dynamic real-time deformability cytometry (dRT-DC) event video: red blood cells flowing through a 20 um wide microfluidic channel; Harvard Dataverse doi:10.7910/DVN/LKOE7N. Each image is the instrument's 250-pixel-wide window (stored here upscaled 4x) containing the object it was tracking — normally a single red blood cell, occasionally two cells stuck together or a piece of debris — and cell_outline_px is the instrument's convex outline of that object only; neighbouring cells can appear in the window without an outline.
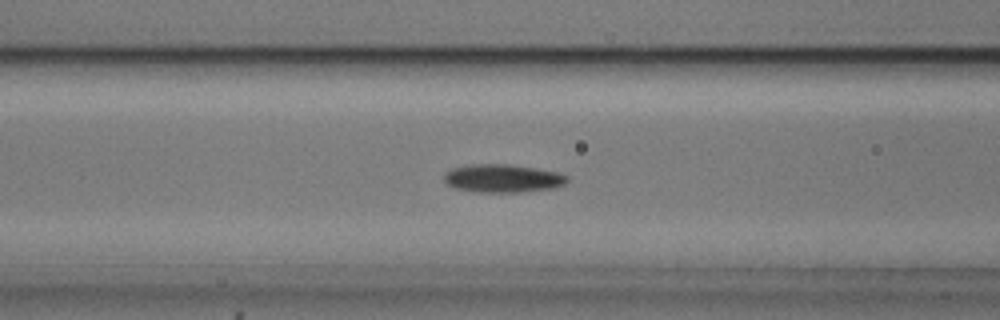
{"species": "common noctule bat (a hibernating species)", "species_latin": "Nyctalus noctula", "temperature_condition": "cold", "stored_images_in_passage": 25, "camera_frame_rate_fps": 3000, "um_per_image_px": 0.085, "animal": {"sex": "male", "body_mass_g": 20.5, "forearm_length_mm": 52.5}, "frame": {"image": 1, "passage_image": 10, "time_ms": 3.0, "image_size_px": [1000, 320], "cell_outline_px": [[568, 180], [564, 184], [552, 188], [520, 192], [480, 192], [456, 188], [448, 184], [444, 180], [444, 172], [452, 168], [472, 164], [508, 164], [536, 168], [556, 172], [568, 176]], "centroid_in_image_um": [42.72, 15.15], "position_along_channel_um": 123.9, "area_um2": 20.06}}
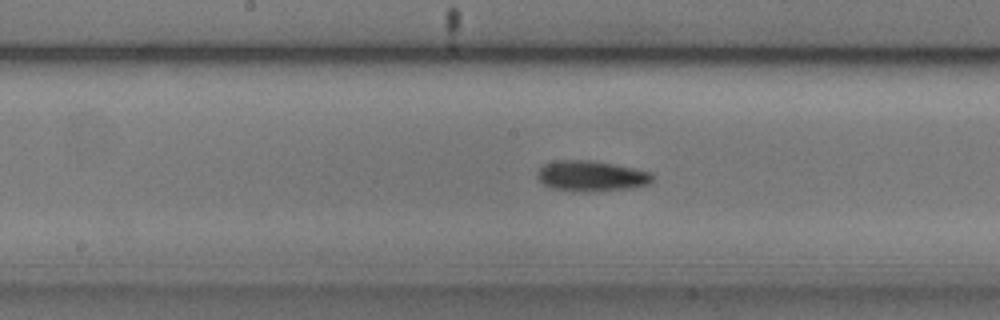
{"frame": {"image": 2, "passage_image": 16, "time_ms": 5.0, "image_size_px": [1000, 320], "cell_outline_px": [[652, 180], [648, 184], [632, 188], [592, 192], [584, 192], [552, 188], [544, 184], [536, 176], [536, 172], [544, 164], [552, 160], [592, 160], [652, 172]], "centroid_in_image_um": [50.23, 14.96], "position_along_channel_um": 198.0, "area_um2": 20.58}}
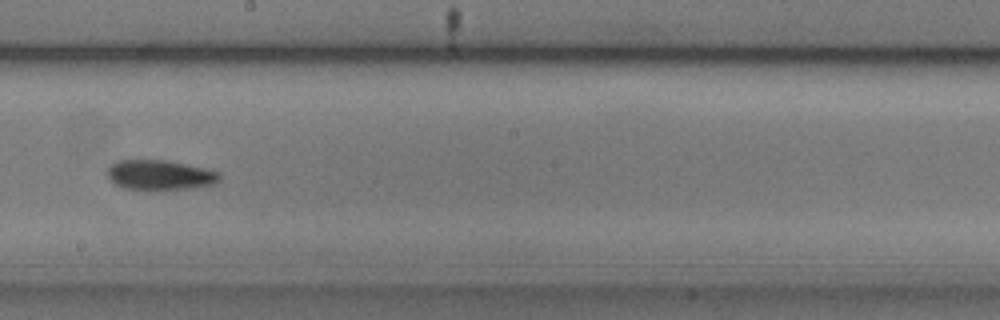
{"frame": {"image": 3, "passage_image": 19, "time_ms": 6.0, "image_size_px": [1000, 320], "cell_outline_px": [[220, 180], [216, 184], [188, 188], [124, 188], [116, 184], [108, 176], [108, 168], [112, 164], [120, 160], [168, 160], [204, 168], [220, 172]], "centroid_in_image_um": [13.64, 14.85], "position_along_channel_um": 234.6, "area_um2": 19.02}}